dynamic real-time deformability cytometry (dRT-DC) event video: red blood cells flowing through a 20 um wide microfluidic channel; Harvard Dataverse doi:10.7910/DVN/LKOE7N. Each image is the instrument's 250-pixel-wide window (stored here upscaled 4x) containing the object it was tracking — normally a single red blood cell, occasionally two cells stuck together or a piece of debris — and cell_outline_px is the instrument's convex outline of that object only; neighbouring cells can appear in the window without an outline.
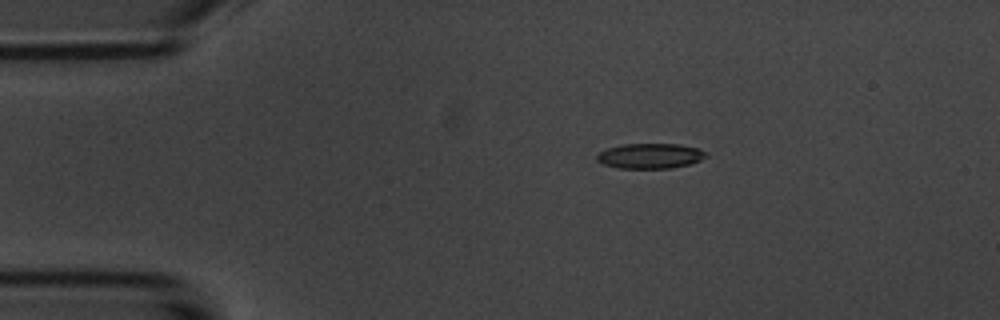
{"species": "common noctule bat (a hibernating species)", "species_latin": "Nyctalus noctula", "temperature_condition": "room temperature", "stored_images_in_passage": 8, "camera_frame_rate_fps": 3000, "um_per_image_px": 0.085, "animal": {"sex": "male", "body_mass_g": 20.1, "forearm_length_mm": 53.5}, "frame": {"image": 1, "passage_image": 2, "time_ms": 2.0, "image_size_px": [1000, 320], "cell_outline_px": [[708, 156], [700, 160], [688, 164], [672, 168], [620, 168], [604, 164], [596, 160], [596, 156], [600, 152], [608, 148], [624, 144], [680, 144], [696, 148], [704, 152]], "centroid_in_image_um": [55.25, 13.25], "position_along_channel_um": 29.7, "area_um2": 15.78}}
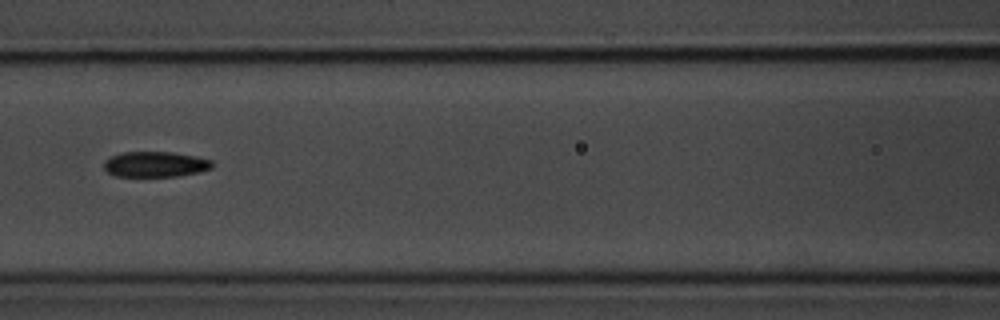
{"frame": {"image": 2, "passage_image": 6, "time_ms": 6.667, "image_size_px": [1000, 320], "cell_outline_px": [[212, 168], [196, 172], [176, 176], [116, 176], [108, 172], [104, 168], [104, 160], [120, 152], [172, 152], [196, 156], [212, 160]], "centroid_in_image_um": [13.18, 13.95], "position_along_channel_um": 153.4, "area_um2": 15.95}}
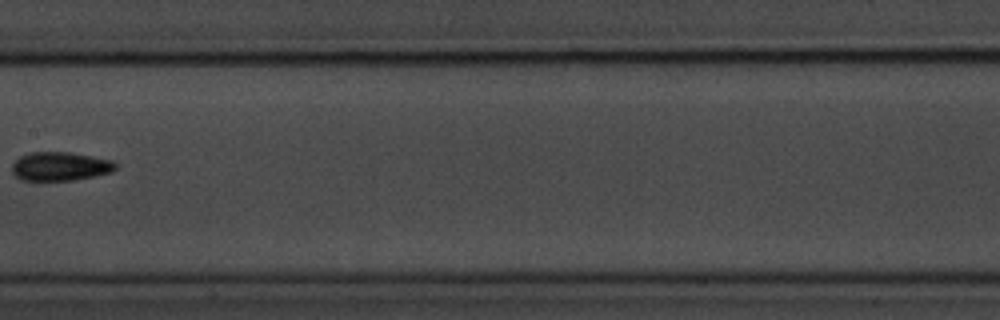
{"frame": {"image": 3, "passage_image": 7, "time_ms": 8.0, "image_size_px": [1000, 320], "cell_outline_px": [[116, 168], [112, 172], [72, 180], [20, 180], [12, 172], [12, 164], [20, 156], [32, 152], [72, 152], [112, 160], [116, 164]], "centroid_in_image_um": [5.1, 14.13], "position_along_channel_um": 202.3, "area_um2": 17.28}}